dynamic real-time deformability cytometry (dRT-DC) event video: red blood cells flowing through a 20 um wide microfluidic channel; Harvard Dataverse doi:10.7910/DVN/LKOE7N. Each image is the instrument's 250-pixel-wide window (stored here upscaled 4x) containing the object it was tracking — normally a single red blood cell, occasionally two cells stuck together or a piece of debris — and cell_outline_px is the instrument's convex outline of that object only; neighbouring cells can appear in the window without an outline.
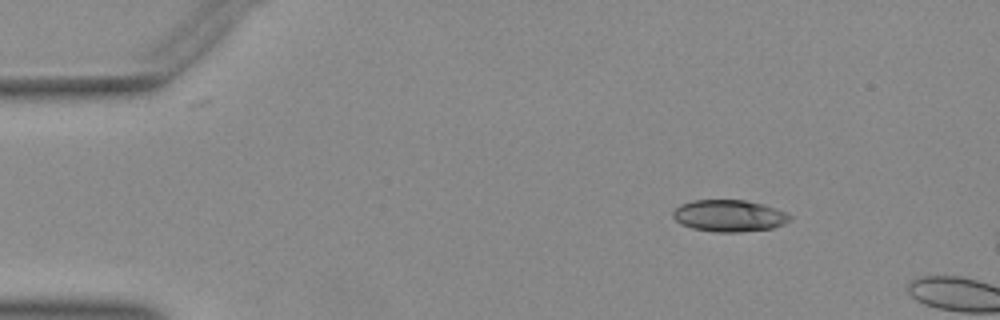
{"species": "Egyptian fruit bat (a non-hibernating species)", "species_latin": "Rousettus aegyptiacus", "temperature_condition": "warm", "stored_images_in_passage": 4, "camera_frame_rate_fps": 3000, "um_per_image_px": 0.085, "animal": {"sex": "female"}, "frame": {"image": 1, "passage_image": 1, "time_ms": 0.0, "image_size_px": [1000, 320], "cell_outline_px": [[792, 216], [784, 224], [772, 228], [740, 232], [716, 232], [692, 228], [680, 224], [672, 216], [672, 212], [680, 204], [692, 200], [744, 200], [764, 204], [788, 212]], "centroid_in_image_um": [61.98, 18.33], "position_along_channel_um": 23.0, "area_um2": 21.79}}